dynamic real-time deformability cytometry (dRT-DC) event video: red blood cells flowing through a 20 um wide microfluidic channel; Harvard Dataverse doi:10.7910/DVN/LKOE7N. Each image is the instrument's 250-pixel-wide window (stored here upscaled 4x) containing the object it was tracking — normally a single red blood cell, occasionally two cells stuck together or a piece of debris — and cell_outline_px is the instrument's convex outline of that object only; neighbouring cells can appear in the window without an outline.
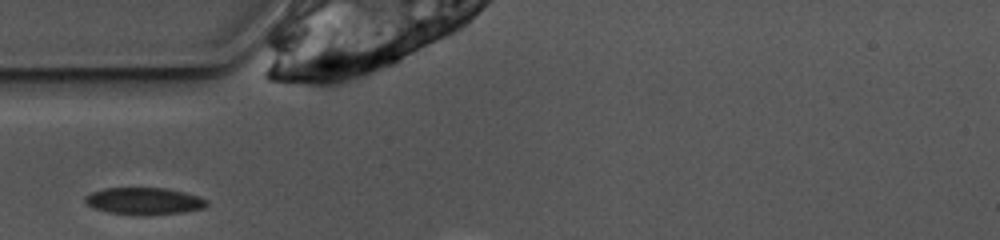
{"species": "common noctule bat (a hibernating species)", "species_latin": "Nyctalus noctula", "temperature_condition": "warm", "stored_images_in_passage": 4, "camera_frame_rate_fps": 3000, "um_per_image_px": 0.085, "animal": {"sex": "female", "body_mass_g": 10.0, "forearm_length_mm": 53.1}, "frame": {"image": 1, "passage_image": 1, "time_ms": 0.0, "image_size_px": [1000, 240], "cell_outline_px": [[208, 204], [204, 208], [184, 212], [148, 216], [108, 212], [92, 208], [84, 204], [84, 196], [92, 192], [104, 188], [168, 188], [184, 192], [208, 200]], "centroid_in_image_um": [12.22, 17.1], "position_along_channel_um": 72.8, "area_um2": 19.42}}